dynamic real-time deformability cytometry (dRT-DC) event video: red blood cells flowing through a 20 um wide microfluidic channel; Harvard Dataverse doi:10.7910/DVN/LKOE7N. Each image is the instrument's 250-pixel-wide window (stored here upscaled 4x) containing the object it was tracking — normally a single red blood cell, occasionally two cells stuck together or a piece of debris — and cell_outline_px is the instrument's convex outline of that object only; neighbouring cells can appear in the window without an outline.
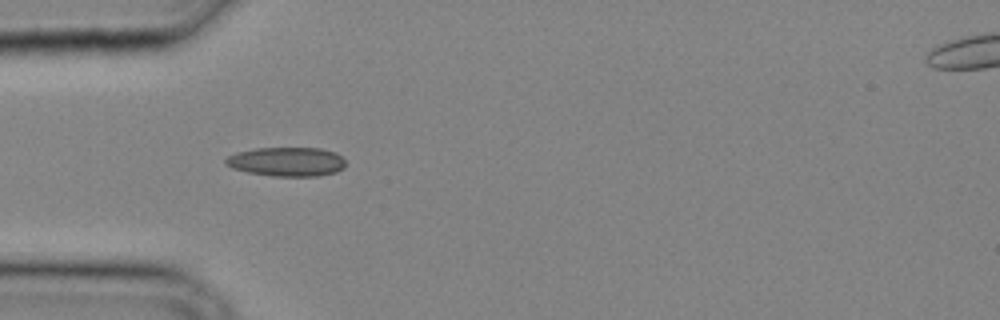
{"species": "common noctule bat (a hibernating species)", "species_latin": "Nyctalus noctula", "temperature_condition": "cold", "stored_images_in_passage": 27, "camera_frame_rate_fps": 3000, "um_per_image_px": 0.085, "animal": {"sex": "male", "body_mass_g": 20.4}, "frame": {"image": 1, "passage_image": 5, "time_ms": 1.333, "image_size_px": [1000, 320], "cell_outline_px": [[344, 168], [336, 172], [316, 176], [272, 176], [248, 172], [232, 168], [224, 164], [224, 160], [228, 156], [236, 152], [256, 148], [320, 148], [336, 152], [344, 160]], "centroid_in_image_um": [24.35, 13.74], "position_along_channel_um": 60.6, "area_um2": 20.4}}
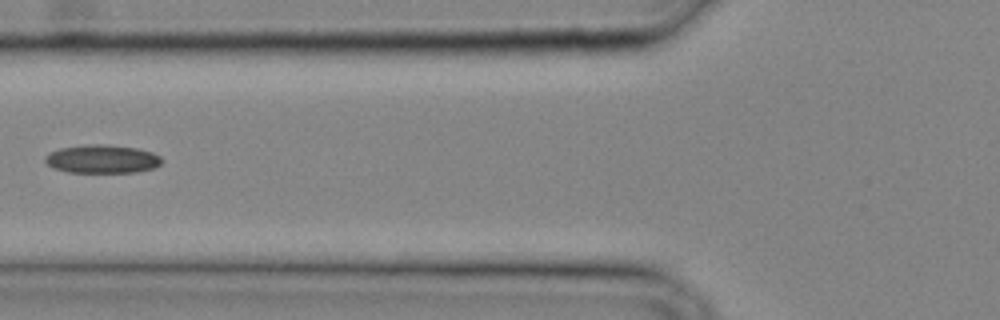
{"frame": {"image": 2, "passage_image": 8, "time_ms": 2.333, "image_size_px": [1000, 320], "cell_outline_px": [[160, 164], [152, 168], [136, 172], [68, 172], [56, 168], [48, 164], [44, 160], [44, 156], [48, 152], [60, 148], [84, 144], [104, 144], [136, 148], [152, 152], [160, 156]], "centroid_in_image_um": [8.64, 13.5], "position_along_channel_um": 117.2, "area_um2": 19.19}}